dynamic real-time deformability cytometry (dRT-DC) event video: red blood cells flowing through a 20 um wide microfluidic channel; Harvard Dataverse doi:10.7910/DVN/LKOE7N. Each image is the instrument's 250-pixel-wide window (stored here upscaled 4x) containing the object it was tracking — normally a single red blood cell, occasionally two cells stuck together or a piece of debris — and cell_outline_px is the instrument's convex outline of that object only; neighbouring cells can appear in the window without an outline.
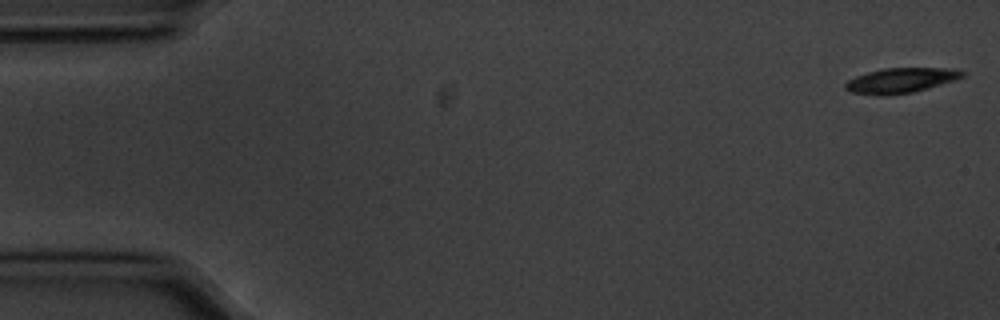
{"species": "common noctule bat (a hibernating species)", "species_latin": "Nyctalus noctula", "temperature_condition": "cold", "stored_images_in_passage": 12, "camera_frame_rate_fps": 3000, "um_per_image_px": 0.085, "animal": {"sex": "male", "body_mass_g": 20.1, "forearm_length_mm": 53.5}, "frame": {"image": 1, "passage_image": 1, "time_ms": 0.0, "image_size_px": [1000, 320], "cell_outline_px": [[968, 72], [964, 76], [928, 88], [912, 92], [888, 96], [880, 96], [852, 92], [844, 88], [844, 84], [848, 80], [856, 76], [868, 72], [884, 68], [944, 68]], "centroid_in_image_um": [76.52, 6.84], "position_along_channel_um": 8.5, "area_um2": 16.94}}